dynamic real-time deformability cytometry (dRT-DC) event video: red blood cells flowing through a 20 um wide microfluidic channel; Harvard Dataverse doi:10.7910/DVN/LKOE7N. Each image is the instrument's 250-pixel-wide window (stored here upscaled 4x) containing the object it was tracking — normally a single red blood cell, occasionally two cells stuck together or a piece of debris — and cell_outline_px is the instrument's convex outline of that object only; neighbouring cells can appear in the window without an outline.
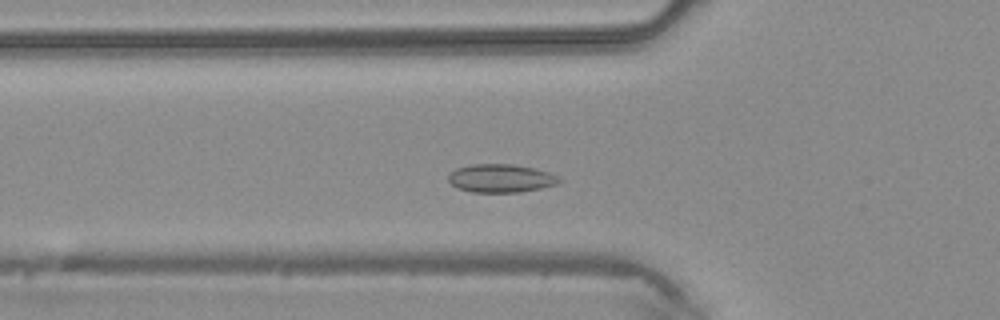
{"species": "common noctule bat (a hibernating species)", "species_latin": "Nyctalus noctula", "temperature_condition": "warm", "stored_images_in_passage": 41, "camera_frame_rate_fps": 3000, "um_per_image_px": 0.085, "animal": {"sex": "male", "body_mass_g": 20.4}, "frame": {"image": 1, "passage_image": 11, "time_ms": 3.333, "image_size_px": [1000, 320], "cell_outline_px": [[564, 180], [556, 184], [540, 188], [520, 192], [472, 192], [460, 188], [452, 184], [448, 180], [448, 176], [456, 168], [472, 164], [512, 164], [532, 168], [548, 172], [560, 176]], "centroid_in_image_um": [42.6, 15.15], "position_along_channel_um": 83.2, "area_um2": 18.15}}
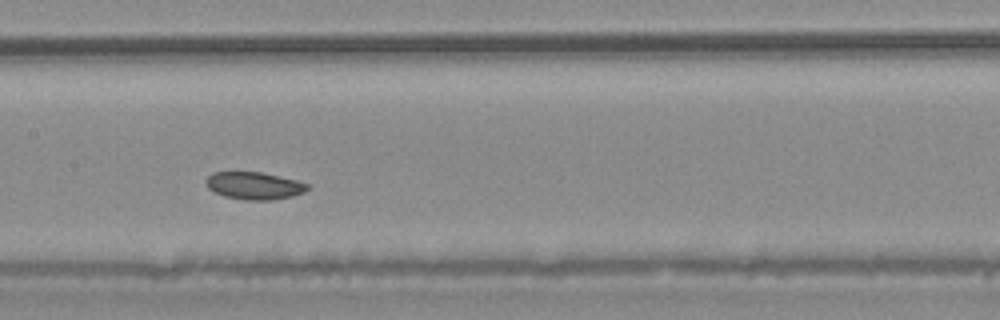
{"frame": {"image": 2, "passage_image": 18, "time_ms": 5.667, "image_size_px": [1000, 320], "cell_outline_px": [[308, 188], [304, 192], [292, 196], [272, 200], [244, 200], [224, 196], [208, 188], [204, 180], [212, 172], [264, 172], [296, 180], [308, 184]], "centroid_in_image_um": [21.59, 15.78], "position_along_channel_um": 185.8, "area_um2": 16.24}}
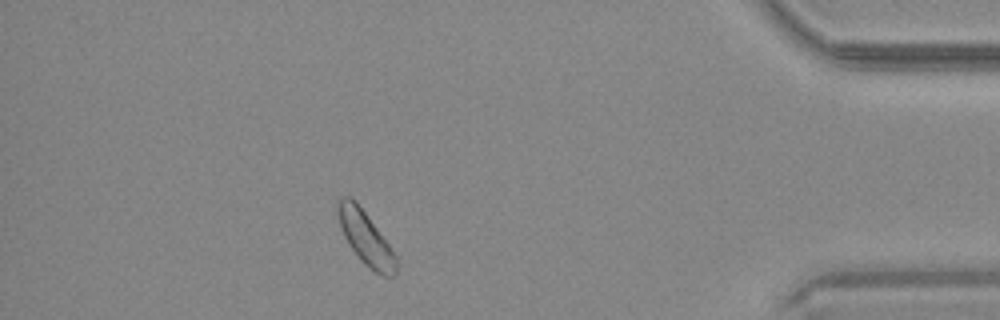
{"frame": {"image": 3, "passage_image": 36, "time_ms": 11.667, "image_size_px": [1000, 320], "cell_outline_px": [[396, 276], [384, 276], [368, 268], [360, 260], [348, 244], [344, 236], [336, 212], [336, 200], [340, 196], [352, 196], [356, 200], [388, 244], [396, 256]], "centroid_in_image_um": [31.03, 20.19], "position_along_channel_um": 404.2, "area_um2": 18.15}}